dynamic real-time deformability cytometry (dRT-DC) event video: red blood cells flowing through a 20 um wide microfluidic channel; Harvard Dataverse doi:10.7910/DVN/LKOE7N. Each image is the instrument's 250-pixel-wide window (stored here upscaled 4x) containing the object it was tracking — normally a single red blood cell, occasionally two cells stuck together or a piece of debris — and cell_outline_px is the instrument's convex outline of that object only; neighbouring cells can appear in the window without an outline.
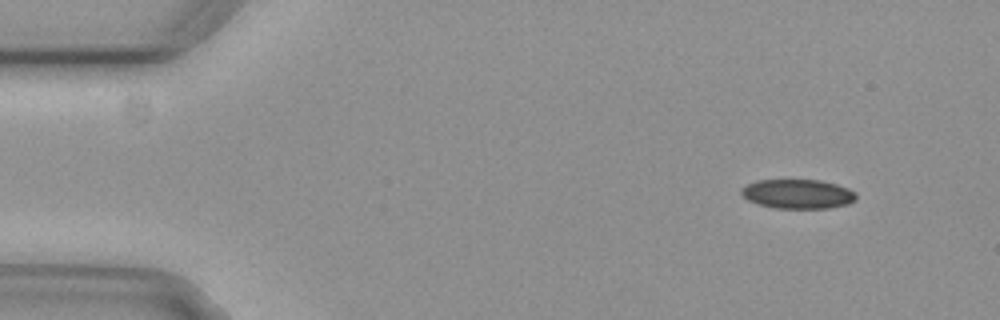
{"species": "common noctule bat (a hibernating species)", "species_latin": "Nyctalus noctula", "temperature_condition": "cold", "stored_images_in_passage": 3, "segment_of_instrument_passage": [2, 2], "camera_frame_rate_fps": 3000, "um_per_image_px": 0.085, "animal": {"sex": "female", "body_mass_g": 29.2, "forearm_length_mm": 56.3}, "frame": {"image": 1, "passage_image": 3, "time_ms": 0.667, "image_size_px": [1000, 320], "cell_outline_px": [[856, 200], [848, 204], [828, 208], [776, 208], [756, 204], [748, 200], [740, 192], [740, 188], [756, 180], [820, 180], [836, 184], [848, 188], [856, 192]], "centroid_in_image_um": [67.81, 16.48], "position_along_channel_um": 17.2, "area_um2": 19.71}}